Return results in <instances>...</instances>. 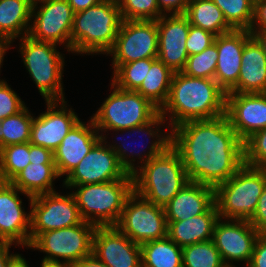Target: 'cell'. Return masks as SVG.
Masks as SVG:
<instances>
[{"label":"cell","mask_w":266,"mask_h":267,"mask_svg":"<svg viewBox=\"0 0 266 267\" xmlns=\"http://www.w3.org/2000/svg\"><path fill=\"white\" fill-rule=\"evenodd\" d=\"M170 131L171 146L180 154L190 181L216 188L244 164V142L226 114L188 121Z\"/></svg>","instance_id":"cell-1"},{"label":"cell","mask_w":266,"mask_h":267,"mask_svg":"<svg viewBox=\"0 0 266 267\" xmlns=\"http://www.w3.org/2000/svg\"><path fill=\"white\" fill-rule=\"evenodd\" d=\"M159 112L170 120L165 126L170 129L188 121L214 119L226 114V92L214 79L175 72L167 101Z\"/></svg>","instance_id":"cell-2"},{"label":"cell","mask_w":266,"mask_h":267,"mask_svg":"<svg viewBox=\"0 0 266 267\" xmlns=\"http://www.w3.org/2000/svg\"><path fill=\"white\" fill-rule=\"evenodd\" d=\"M122 17L117 0H102L75 12L71 32V53L107 54L113 47Z\"/></svg>","instance_id":"cell-3"},{"label":"cell","mask_w":266,"mask_h":267,"mask_svg":"<svg viewBox=\"0 0 266 267\" xmlns=\"http://www.w3.org/2000/svg\"><path fill=\"white\" fill-rule=\"evenodd\" d=\"M132 177L133 191L162 207L190 182L180 154L171 145L159 156L138 165Z\"/></svg>","instance_id":"cell-4"},{"label":"cell","mask_w":266,"mask_h":267,"mask_svg":"<svg viewBox=\"0 0 266 267\" xmlns=\"http://www.w3.org/2000/svg\"><path fill=\"white\" fill-rule=\"evenodd\" d=\"M71 192L84 221L96 227L115 226L124 203L133 192V178L73 186Z\"/></svg>","instance_id":"cell-5"},{"label":"cell","mask_w":266,"mask_h":267,"mask_svg":"<svg viewBox=\"0 0 266 267\" xmlns=\"http://www.w3.org/2000/svg\"><path fill=\"white\" fill-rule=\"evenodd\" d=\"M266 184V168L243 164L237 172L215 188L219 217L249 221Z\"/></svg>","instance_id":"cell-6"},{"label":"cell","mask_w":266,"mask_h":267,"mask_svg":"<svg viewBox=\"0 0 266 267\" xmlns=\"http://www.w3.org/2000/svg\"><path fill=\"white\" fill-rule=\"evenodd\" d=\"M19 52L24 66L45 101H63L62 83L64 57L50 42L33 40L30 36L18 38Z\"/></svg>","instance_id":"cell-7"},{"label":"cell","mask_w":266,"mask_h":267,"mask_svg":"<svg viewBox=\"0 0 266 267\" xmlns=\"http://www.w3.org/2000/svg\"><path fill=\"white\" fill-rule=\"evenodd\" d=\"M110 84L112 93L91 116L100 135L106 130L130 129L146 124L159 113V109L140 93Z\"/></svg>","instance_id":"cell-8"},{"label":"cell","mask_w":266,"mask_h":267,"mask_svg":"<svg viewBox=\"0 0 266 267\" xmlns=\"http://www.w3.org/2000/svg\"><path fill=\"white\" fill-rule=\"evenodd\" d=\"M95 228L94 224L83 221L71 227L49 230L40 233L28 248L45 252L43 261L72 265L92 254Z\"/></svg>","instance_id":"cell-9"},{"label":"cell","mask_w":266,"mask_h":267,"mask_svg":"<svg viewBox=\"0 0 266 267\" xmlns=\"http://www.w3.org/2000/svg\"><path fill=\"white\" fill-rule=\"evenodd\" d=\"M115 227L136 244L167 237L165 209L134 191L127 197Z\"/></svg>","instance_id":"cell-10"},{"label":"cell","mask_w":266,"mask_h":267,"mask_svg":"<svg viewBox=\"0 0 266 267\" xmlns=\"http://www.w3.org/2000/svg\"><path fill=\"white\" fill-rule=\"evenodd\" d=\"M157 21L122 20L112 49L113 72L121 65L140 59L157 58Z\"/></svg>","instance_id":"cell-11"},{"label":"cell","mask_w":266,"mask_h":267,"mask_svg":"<svg viewBox=\"0 0 266 267\" xmlns=\"http://www.w3.org/2000/svg\"><path fill=\"white\" fill-rule=\"evenodd\" d=\"M30 243L49 230L71 227L82 223L79 208L72 193L61 195L56 191L29 198Z\"/></svg>","instance_id":"cell-12"},{"label":"cell","mask_w":266,"mask_h":267,"mask_svg":"<svg viewBox=\"0 0 266 267\" xmlns=\"http://www.w3.org/2000/svg\"><path fill=\"white\" fill-rule=\"evenodd\" d=\"M74 14L67 0L33 1L31 15L33 21L28 36L40 42L65 44L67 52H71Z\"/></svg>","instance_id":"cell-13"},{"label":"cell","mask_w":266,"mask_h":267,"mask_svg":"<svg viewBox=\"0 0 266 267\" xmlns=\"http://www.w3.org/2000/svg\"><path fill=\"white\" fill-rule=\"evenodd\" d=\"M165 121H167L159 112L151 121H149L146 124H142V125H138L135 126L133 128L130 129H122V130H106L102 135H101V139L106 143V145L112 149L115 154L118 157V160L120 161V164L122 165V167L126 170V172L128 174H134V172L137 170V165L136 164H140L141 166L144 165L146 162H148L150 159L159 156L160 154H162L170 145H171V131H167V130H171L166 129L163 131V129L161 130V127L165 125ZM108 131H113V132H121V134L123 133H127L129 136H132L134 134H144L146 135L145 138H149V140L152 138L153 140H150V142L148 143V145L150 144V146H148V151L142 150L143 152H141V150H137V152L133 151L132 148L128 147L130 145H128L127 143L125 144L124 141L120 138V140H122V144L120 143H108L107 141V135L106 133H108ZM167 131V132H166ZM166 132V133H165ZM126 134V135H127ZM119 139V138H118ZM156 139V140H155ZM121 142V141H120ZM135 143V142H134ZM131 144V143H130ZM143 146V145H142ZM131 149V151H130ZM146 149V148H145ZM145 151V152H144ZM143 153V154H142ZM136 157H138L137 163H134L137 159ZM136 165V166H135Z\"/></svg>","instance_id":"cell-14"},{"label":"cell","mask_w":266,"mask_h":267,"mask_svg":"<svg viewBox=\"0 0 266 267\" xmlns=\"http://www.w3.org/2000/svg\"><path fill=\"white\" fill-rule=\"evenodd\" d=\"M133 178L120 164L115 152L100 139L80 163L65 177L63 187Z\"/></svg>","instance_id":"cell-15"},{"label":"cell","mask_w":266,"mask_h":267,"mask_svg":"<svg viewBox=\"0 0 266 267\" xmlns=\"http://www.w3.org/2000/svg\"><path fill=\"white\" fill-rule=\"evenodd\" d=\"M259 232L247 220L219 218L213 232V242L227 267L233 262L249 264Z\"/></svg>","instance_id":"cell-16"},{"label":"cell","mask_w":266,"mask_h":267,"mask_svg":"<svg viewBox=\"0 0 266 267\" xmlns=\"http://www.w3.org/2000/svg\"><path fill=\"white\" fill-rule=\"evenodd\" d=\"M47 109L33 117L30 143L54 152L68 132L81 120L67 101H45Z\"/></svg>","instance_id":"cell-17"},{"label":"cell","mask_w":266,"mask_h":267,"mask_svg":"<svg viewBox=\"0 0 266 267\" xmlns=\"http://www.w3.org/2000/svg\"><path fill=\"white\" fill-rule=\"evenodd\" d=\"M20 191L10 182L0 181V243H12L15 246H30V216L22 206Z\"/></svg>","instance_id":"cell-18"},{"label":"cell","mask_w":266,"mask_h":267,"mask_svg":"<svg viewBox=\"0 0 266 267\" xmlns=\"http://www.w3.org/2000/svg\"><path fill=\"white\" fill-rule=\"evenodd\" d=\"M226 116L244 142L266 128V93H226Z\"/></svg>","instance_id":"cell-19"},{"label":"cell","mask_w":266,"mask_h":267,"mask_svg":"<svg viewBox=\"0 0 266 267\" xmlns=\"http://www.w3.org/2000/svg\"><path fill=\"white\" fill-rule=\"evenodd\" d=\"M92 253L108 267H142L140 245L115 226L95 228Z\"/></svg>","instance_id":"cell-20"},{"label":"cell","mask_w":266,"mask_h":267,"mask_svg":"<svg viewBox=\"0 0 266 267\" xmlns=\"http://www.w3.org/2000/svg\"><path fill=\"white\" fill-rule=\"evenodd\" d=\"M158 54L161 60L174 73L185 67L188 53L186 40L190 22L185 14H164L157 20Z\"/></svg>","instance_id":"cell-21"},{"label":"cell","mask_w":266,"mask_h":267,"mask_svg":"<svg viewBox=\"0 0 266 267\" xmlns=\"http://www.w3.org/2000/svg\"><path fill=\"white\" fill-rule=\"evenodd\" d=\"M251 36L249 30L233 29L215 37L218 59L214 80L226 93L237 86L243 48Z\"/></svg>","instance_id":"cell-22"},{"label":"cell","mask_w":266,"mask_h":267,"mask_svg":"<svg viewBox=\"0 0 266 267\" xmlns=\"http://www.w3.org/2000/svg\"><path fill=\"white\" fill-rule=\"evenodd\" d=\"M88 122L85 124L80 120L53 152L60 178L67 176L101 139L92 118Z\"/></svg>","instance_id":"cell-23"},{"label":"cell","mask_w":266,"mask_h":267,"mask_svg":"<svg viewBox=\"0 0 266 267\" xmlns=\"http://www.w3.org/2000/svg\"><path fill=\"white\" fill-rule=\"evenodd\" d=\"M215 203V188L188 182L165 206L167 222L182 221L205 213Z\"/></svg>","instance_id":"cell-24"},{"label":"cell","mask_w":266,"mask_h":267,"mask_svg":"<svg viewBox=\"0 0 266 267\" xmlns=\"http://www.w3.org/2000/svg\"><path fill=\"white\" fill-rule=\"evenodd\" d=\"M230 93H266V56L253 36L245 42L237 86Z\"/></svg>","instance_id":"cell-25"},{"label":"cell","mask_w":266,"mask_h":267,"mask_svg":"<svg viewBox=\"0 0 266 267\" xmlns=\"http://www.w3.org/2000/svg\"><path fill=\"white\" fill-rule=\"evenodd\" d=\"M219 218L214 203L201 215L182 221L167 222V236L180 247L212 240L214 227Z\"/></svg>","instance_id":"cell-26"},{"label":"cell","mask_w":266,"mask_h":267,"mask_svg":"<svg viewBox=\"0 0 266 267\" xmlns=\"http://www.w3.org/2000/svg\"><path fill=\"white\" fill-rule=\"evenodd\" d=\"M33 0H0V36L13 43L30 31Z\"/></svg>","instance_id":"cell-27"},{"label":"cell","mask_w":266,"mask_h":267,"mask_svg":"<svg viewBox=\"0 0 266 267\" xmlns=\"http://www.w3.org/2000/svg\"><path fill=\"white\" fill-rule=\"evenodd\" d=\"M59 179L55 162H30L10 183L31 197L54 192L53 182Z\"/></svg>","instance_id":"cell-28"},{"label":"cell","mask_w":266,"mask_h":267,"mask_svg":"<svg viewBox=\"0 0 266 267\" xmlns=\"http://www.w3.org/2000/svg\"><path fill=\"white\" fill-rule=\"evenodd\" d=\"M174 72L158 58L147 62V75L136 90L159 110L167 101Z\"/></svg>","instance_id":"cell-29"},{"label":"cell","mask_w":266,"mask_h":267,"mask_svg":"<svg viewBox=\"0 0 266 267\" xmlns=\"http://www.w3.org/2000/svg\"><path fill=\"white\" fill-rule=\"evenodd\" d=\"M185 15L191 25L216 36L233 30L225 20L221 9L212 0H189Z\"/></svg>","instance_id":"cell-30"},{"label":"cell","mask_w":266,"mask_h":267,"mask_svg":"<svg viewBox=\"0 0 266 267\" xmlns=\"http://www.w3.org/2000/svg\"><path fill=\"white\" fill-rule=\"evenodd\" d=\"M140 247L142 267H183L182 247L168 236L145 242Z\"/></svg>","instance_id":"cell-31"},{"label":"cell","mask_w":266,"mask_h":267,"mask_svg":"<svg viewBox=\"0 0 266 267\" xmlns=\"http://www.w3.org/2000/svg\"><path fill=\"white\" fill-rule=\"evenodd\" d=\"M33 114L25 106L20 112L0 121V149L30 141Z\"/></svg>","instance_id":"cell-32"},{"label":"cell","mask_w":266,"mask_h":267,"mask_svg":"<svg viewBox=\"0 0 266 267\" xmlns=\"http://www.w3.org/2000/svg\"><path fill=\"white\" fill-rule=\"evenodd\" d=\"M30 142L7 145L0 149V181L10 182L28 164Z\"/></svg>","instance_id":"cell-33"},{"label":"cell","mask_w":266,"mask_h":267,"mask_svg":"<svg viewBox=\"0 0 266 267\" xmlns=\"http://www.w3.org/2000/svg\"><path fill=\"white\" fill-rule=\"evenodd\" d=\"M183 267H227L213 240L182 247Z\"/></svg>","instance_id":"cell-34"},{"label":"cell","mask_w":266,"mask_h":267,"mask_svg":"<svg viewBox=\"0 0 266 267\" xmlns=\"http://www.w3.org/2000/svg\"><path fill=\"white\" fill-rule=\"evenodd\" d=\"M222 11L225 20L233 29L250 30L254 0H212Z\"/></svg>","instance_id":"cell-35"},{"label":"cell","mask_w":266,"mask_h":267,"mask_svg":"<svg viewBox=\"0 0 266 267\" xmlns=\"http://www.w3.org/2000/svg\"><path fill=\"white\" fill-rule=\"evenodd\" d=\"M217 59V46L213 43L201 53L188 56L181 72L191 77L214 79Z\"/></svg>","instance_id":"cell-36"},{"label":"cell","mask_w":266,"mask_h":267,"mask_svg":"<svg viewBox=\"0 0 266 267\" xmlns=\"http://www.w3.org/2000/svg\"><path fill=\"white\" fill-rule=\"evenodd\" d=\"M151 58L121 64L114 72L112 83L126 91H136L147 75V62Z\"/></svg>","instance_id":"cell-37"},{"label":"cell","mask_w":266,"mask_h":267,"mask_svg":"<svg viewBox=\"0 0 266 267\" xmlns=\"http://www.w3.org/2000/svg\"><path fill=\"white\" fill-rule=\"evenodd\" d=\"M122 20L157 21L164 15L157 0H117Z\"/></svg>","instance_id":"cell-38"},{"label":"cell","mask_w":266,"mask_h":267,"mask_svg":"<svg viewBox=\"0 0 266 267\" xmlns=\"http://www.w3.org/2000/svg\"><path fill=\"white\" fill-rule=\"evenodd\" d=\"M244 164L266 168V128L256 131L244 141Z\"/></svg>","instance_id":"cell-39"},{"label":"cell","mask_w":266,"mask_h":267,"mask_svg":"<svg viewBox=\"0 0 266 267\" xmlns=\"http://www.w3.org/2000/svg\"><path fill=\"white\" fill-rule=\"evenodd\" d=\"M25 106L24 101L10 85L5 80L0 79V121L20 112Z\"/></svg>","instance_id":"cell-40"},{"label":"cell","mask_w":266,"mask_h":267,"mask_svg":"<svg viewBox=\"0 0 266 267\" xmlns=\"http://www.w3.org/2000/svg\"><path fill=\"white\" fill-rule=\"evenodd\" d=\"M215 37L213 33L190 24L185 46L188 56L201 53L214 43Z\"/></svg>","instance_id":"cell-41"},{"label":"cell","mask_w":266,"mask_h":267,"mask_svg":"<svg viewBox=\"0 0 266 267\" xmlns=\"http://www.w3.org/2000/svg\"><path fill=\"white\" fill-rule=\"evenodd\" d=\"M249 222L259 232V234H266V184L258 199L254 214Z\"/></svg>","instance_id":"cell-42"},{"label":"cell","mask_w":266,"mask_h":267,"mask_svg":"<svg viewBox=\"0 0 266 267\" xmlns=\"http://www.w3.org/2000/svg\"><path fill=\"white\" fill-rule=\"evenodd\" d=\"M247 267H266V234H260L257 237L253 254Z\"/></svg>","instance_id":"cell-43"},{"label":"cell","mask_w":266,"mask_h":267,"mask_svg":"<svg viewBox=\"0 0 266 267\" xmlns=\"http://www.w3.org/2000/svg\"><path fill=\"white\" fill-rule=\"evenodd\" d=\"M250 30L266 31V0L254 1V14Z\"/></svg>","instance_id":"cell-44"},{"label":"cell","mask_w":266,"mask_h":267,"mask_svg":"<svg viewBox=\"0 0 266 267\" xmlns=\"http://www.w3.org/2000/svg\"><path fill=\"white\" fill-rule=\"evenodd\" d=\"M163 14H185L189 0H157Z\"/></svg>","instance_id":"cell-45"},{"label":"cell","mask_w":266,"mask_h":267,"mask_svg":"<svg viewBox=\"0 0 266 267\" xmlns=\"http://www.w3.org/2000/svg\"><path fill=\"white\" fill-rule=\"evenodd\" d=\"M29 160L30 162H54V155L51 150L30 143Z\"/></svg>","instance_id":"cell-46"},{"label":"cell","mask_w":266,"mask_h":267,"mask_svg":"<svg viewBox=\"0 0 266 267\" xmlns=\"http://www.w3.org/2000/svg\"><path fill=\"white\" fill-rule=\"evenodd\" d=\"M12 243H0V267H9V264L19 255L18 253L10 254L9 248Z\"/></svg>","instance_id":"cell-47"},{"label":"cell","mask_w":266,"mask_h":267,"mask_svg":"<svg viewBox=\"0 0 266 267\" xmlns=\"http://www.w3.org/2000/svg\"><path fill=\"white\" fill-rule=\"evenodd\" d=\"M72 267H108L101 262L93 253L90 256L82 258L76 263L72 264Z\"/></svg>","instance_id":"cell-48"},{"label":"cell","mask_w":266,"mask_h":267,"mask_svg":"<svg viewBox=\"0 0 266 267\" xmlns=\"http://www.w3.org/2000/svg\"><path fill=\"white\" fill-rule=\"evenodd\" d=\"M74 12L85 10L100 3L102 0H67Z\"/></svg>","instance_id":"cell-49"},{"label":"cell","mask_w":266,"mask_h":267,"mask_svg":"<svg viewBox=\"0 0 266 267\" xmlns=\"http://www.w3.org/2000/svg\"><path fill=\"white\" fill-rule=\"evenodd\" d=\"M249 32L257 40V42L261 45L263 52L266 56V31L249 30Z\"/></svg>","instance_id":"cell-50"},{"label":"cell","mask_w":266,"mask_h":267,"mask_svg":"<svg viewBox=\"0 0 266 267\" xmlns=\"http://www.w3.org/2000/svg\"><path fill=\"white\" fill-rule=\"evenodd\" d=\"M11 44L12 43L8 39L0 36V71H1L5 53L10 48Z\"/></svg>","instance_id":"cell-51"},{"label":"cell","mask_w":266,"mask_h":267,"mask_svg":"<svg viewBox=\"0 0 266 267\" xmlns=\"http://www.w3.org/2000/svg\"><path fill=\"white\" fill-rule=\"evenodd\" d=\"M9 267H29L26 259L19 254L10 264Z\"/></svg>","instance_id":"cell-52"},{"label":"cell","mask_w":266,"mask_h":267,"mask_svg":"<svg viewBox=\"0 0 266 267\" xmlns=\"http://www.w3.org/2000/svg\"><path fill=\"white\" fill-rule=\"evenodd\" d=\"M41 267H72L71 264L68 263H59V262H47L43 261L41 262Z\"/></svg>","instance_id":"cell-53"}]
</instances>
